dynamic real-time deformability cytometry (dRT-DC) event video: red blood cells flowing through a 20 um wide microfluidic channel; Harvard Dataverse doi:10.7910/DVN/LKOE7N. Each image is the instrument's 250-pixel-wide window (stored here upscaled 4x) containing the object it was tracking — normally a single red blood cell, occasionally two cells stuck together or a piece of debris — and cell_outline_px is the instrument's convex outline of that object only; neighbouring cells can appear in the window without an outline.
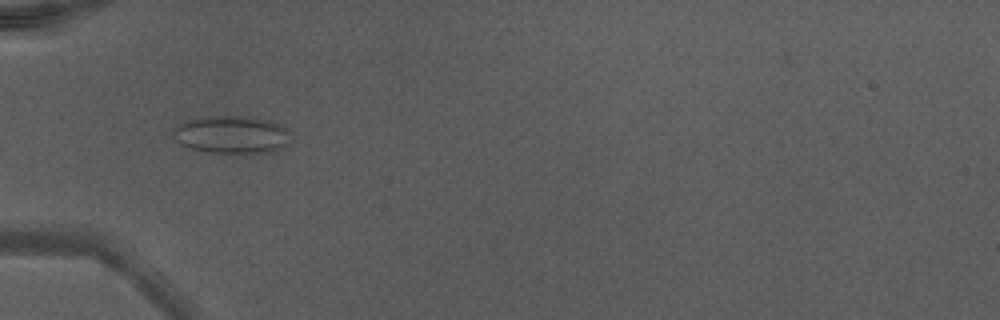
{"species": "Egyptian fruit bat (a non-hibernating species)", "species_latin": "Rousettus aegyptiacus", "temperature_condition": "warm", "stored_images_in_passage": 46, "camera_frame_rate_fps": 3000, "um_per_image_px": 0.085, "animal": {"sex": "male"}, "frame": {"image": 1, "passage_image": 14, "time_ms": 4.333, "image_size_px": [1000, 320], "cell_outline_px": [[288, 144], [284, 148], [272, 152], [212, 152], [192, 148], [180, 144], [176, 140], [172, 132], [180, 124], [188, 120], [216, 116], [244, 116], [268, 120], [280, 124], [288, 128]], "centroid_in_image_um": [19.74, 11.44], "position_along_channel_um": 65.3, "area_um2": 25.37}}
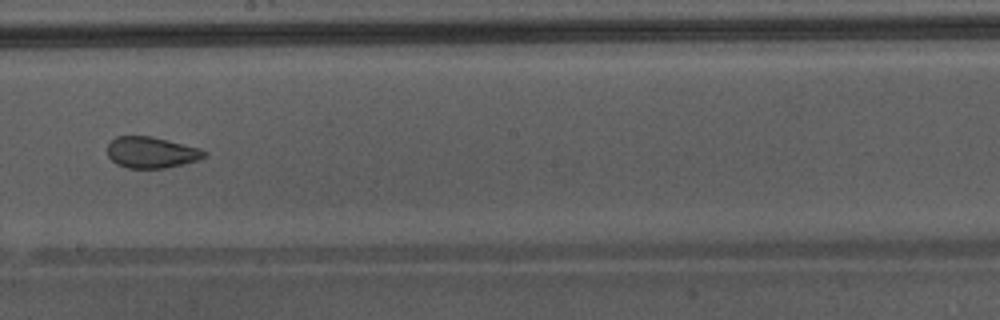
{"frame": {"image": 2, "passage_image": 26, "time_ms": 8.333, "image_size_px": [1000, 320], "cell_outline_px": [[208, 152], [200, 160], [184, 164], [164, 168], [128, 168], [116, 164], [108, 156], [108, 144], [116, 136], [148, 136], [200, 148]], "centroid_in_image_um": [12.87, 12.97], "position_along_channel_um": 235.3, "area_um2": 17.51}}